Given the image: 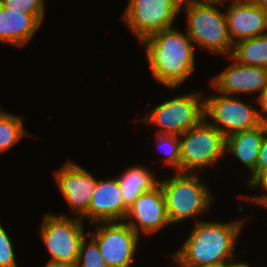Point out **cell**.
Masks as SVG:
<instances>
[{"mask_svg":"<svg viewBox=\"0 0 267 267\" xmlns=\"http://www.w3.org/2000/svg\"><path fill=\"white\" fill-rule=\"evenodd\" d=\"M182 29L173 26L138 42L139 48L144 49L152 81L158 88H181L182 85L184 88L196 72L198 53L183 26Z\"/></svg>","mask_w":267,"mask_h":267,"instance_id":"2","label":"cell"},{"mask_svg":"<svg viewBox=\"0 0 267 267\" xmlns=\"http://www.w3.org/2000/svg\"><path fill=\"white\" fill-rule=\"evenodd\" d=\"M221 4L229 3V2H247L248 0H216Z\"/></svg>","mask_w":267,"mask_h":267,"instance_id":"32","label":"cell"},{"mask_svg":"<svg viewBox=\"0 0 267 267\" xmlns=\"http://www.w3.org/2000/svg\"><path fill=\"white\" fill-rule=\"evenodd\" d=\"M77 267H110L103 260L97 243L89 235L81 243Z\"/></svg>","mask_w":267,"mask_h":267,"instance_id":"23","label":"cell"},{"mask_svg":"<svg viewBox=\"0 0 267 267\" xmlns=\"http://www.w3.org/2000/svg\"><path fill=\"white\" fill-rule=\"evenodd\" d=\"M231 57L239 64L267 69V34L237 41Z\"/></svg>","mask_w":267,"mask_h":267,"instance_id":"20","label":"cell"},{"mask_svg":"<svg viewBox=\"0 0 267 267\" xmlns=\"http://www.w3.org/2000/svg\"><path fill=\"white\" fill-rule=\"evenodd\" d=\"M266 124L244 131L235 132L225 137V156L236 159L238 164H242L248 170L246 177V187L250 188L255 183V168L258 160V154L261 147ZM230 155V156H229Z\"/></svg>","mask_w":267,"mask_h":267,"instance_id":"16","label":"cell"},{"mask_svg":"<svg viewBox=\"0 0 267 267\" xmlns=\"http://www.w3.org/2000/svg\"><path fill=\"white\" fill-rule=\"evenodd\" d=\"M14 241L4 223L0 221V267H20Z\"/></svg>","mask_w":267,"mask_h":267,"instance_id":"24","label":"cell"},{"mask_svg":"<svg viewBox=\"0 0 267 267\" xmlns=\"http://www.w3.org/2000/svg\"><path fill=\"white\" fill-rule=\"evenodd\" d=\"M106 178L97 177V186L88 207V225L124 221L127 215L128 209L123 204L116 175Z\"/></svg>","mask_w":267,"mask_h":267,"instance_id":"15","label":"cell"},{"mask_svg":"<svg viewBox=\"0 0 267 267\" xmlns=\"http://www.w3.org/2000/svg\"><path fill=\"white\" fill-rule=\"evenodd\" d=\"M267 172V130L263 137L255 168V182Z\"/></svg>","mask_w":267,"mask_h":267,"instance_id":"26","label":"cell"},{"mask_svg":"<svg viewBox=\"0 0 267 267\" xmlns=\"http://www.w3.org/2000/svg\"><path fill=\"white\" fill-rule=\"evenodd\" d=\"M42 267H77V263H64L55 260L46 261Z\"/></svg>","mask_w":267,"mask_h":267,"instance_id":"29","label":"cell"},{"mask_svg":"<svg viewBox=\"0 0 267 267\" xmlns=\"http://www.w3.org/2000/svg\"><path fill=\"white\" fill-rule=\"evenodd\" d=\"M228 34L233 44L267 34V10L249 1L224 4Z\"/></svg>","mask_w":267,"mask_h":267,"instance_id":"14","label":"cell"},{"mask_svg":"<svg viewBox=\"0 0 267 267\" xmlns=\"http://www.w3.org/2000/svg\"><path fill=\"white\" fill-rule=\"evenodd\" d=\"M48 0H0V5L8 10H21L23 13L33 15L42 25L47 16Z\"/></svg>","mask_w":267,"mask_h":267,"instance_id":"22","label":"cell"},{"mask_svg":"<svg viewBox=\"0 0 267 267\" xmlns=\"http://www.w3.org/2000/svg\"><path fill=\"white\" fill-rule=\"evenodd\" d=\"M116 178L122 193L124 206L128 209L142 194L151 191L159 183L161 173L148 167L147 164H131L124 171L119 172Z\"/></svg>","mask_w":267,"mask_h":267,"instance_id":"18","label":"cell"},{"mask_svg":"<svg viewBox=\"0 0 267 267\" xmlns=\"http://www.w3.org/2000/svg\"><path fill=\"white\" fill-rule=\"evenodd\" d=\"M181 173H206L225 160V136L203 119L179 135Z\"/></svg>","mask_w":267,"mask_h":267,"instance_id":"7","label":"cell"},{"mask_svg":"<svg viewBox=\"0 0 267 267\" xmlns=\"http://www.w3.org/2000/svg\"><path fill=\"white\" fill-rule=\"evenodd\" d=\"M258 116L262 124L267 125V84L256 98Z\"/></svg>","mask_w":267,"mask_h":267,"instance_id":"27","label":"cell"},{"mask_svg":"<svg viewBox=\"0 0 267 267\" xmlns=\"http://www.w3.org/2000/svg\"><path fill=\"white\" fill-rule=\"evenodd\" d=\"M224 59L227 66L212 74L207 84L223 95L256 99L267 84V69L239 64L231 56Z\"/></svg>","mask_w":267,"mask_h":267,"instance_id":"12","label":"cell"},{"mask_svg":"<svg viewBox=\"0 0 267 267\" xmlns=\"http://www.w3.org/2000/svg\"><path fill=\"white\" fill-rule=\"evenodd\" d=\"M72 159L62 163L53 173L55 186L70 208L71 217L88 223V207L97 186V175Z\"/></svg>","mask_w":267,"mask_h":267,"instance_id":"11","label":"cell"},{"mask_svg":"<svg viewBox=\"0 0 267 267\" xmlns=\"http://www.w3.org/2000/svg\"><path fill=\"white\" fill-rule=\"evenodd\" d=\"M248 1L267 10V0H248Z\"/></svg>","mask_w":267,"mask_h":267,"instance_id":"30","label":"cell"},{"mask_svg":"<svg viewBox=\"0 0 267 267\" xmlns=\"http://www.w3.org/2000/svg\"><path fill=\"white\" fill-rule=\"evenodd\" d=\"M180 13L186 22L184 29L198 51L212 56H231L234 44L228 34L224 4L213 2H192L181 5Z\"/></svg>","mask_w":267,"mask_h":267,"instance_id":"4","label":"cell"},{"mask_svg":"<svg viewBox=\"0 0 267 267\" xmlns=\"http://www.w3.org/2000/svg\"><path fill=\"white\" fill-rule=\"evenodd\" d=\"M242 217V218H241ZM238 216L223 222L218 219L200 220L193 224L177 251L170 253L173 267H199L228 264L240 258L236 253L240 235L248 217ZM244 217V218H243Z\"/></svg>","mask_w":267,"mask_h":267,"instance_id":"1","label":"cell"},{"mask_svg":"<svg viewBox=\"0 0 267 267\" xmlns=\"http://www.w3.org/2000/svg\"><path fill=\"white\" fill-rule=\"evenodd\" d=\"M166 173L169 176L162 178L160 174L158 184L164 195L168 220L173 227L187 221L194 224L212 213L216 195L206 180L209 177L202 173Z\"/></svg>","mask_w":267,"mask_h":267,"instance_id":"3","label":"cell"},{"mask_svg":"<svg viewBox=\"0 0 267 267\" xmlns=\"http://www.w3.org/2000/svg\"><path fill=\"white\" fill-rule=\"evenodd\" d=\"M43 25L33 16L21 10H8L0 5V43L26 48Z\"/></svg>","mask_w":267,"mask_h":267,"instance_id":"17","label":"cell"},{"mask_svg":"<svg viewBox=\"0 0 267 267\" xmlns=\"http://www.w3.org/2000/svg\"><path fill=\"white\" fill-rule=\"evenodd\" d=\"M40 220L37 234L50 255L46 261L77 263L81 243L88 235L86 223L81 218L51 210Z\"/></svg>","mask_w":267,"mask_h":267,"instance_id":"6","label":"cell"},{"mask_svg":"<svg viewBox=\"0 0 267 267\" xmlns=\"http://www.w3.org/2000/svg\"><path fill=\"white\" fill-rule=\"evenodd\" d=\"M227 264H218V265H212V266H199V267H226Z\"/></svg>","mask_w":267,"mask_h":267,"instance_id":"33","label":"cell"},{"mask_svg":"<svg viewBox=\"0 0 267 267\" xmlns=\"http://www.w3.org/2000/svg\"><path fill=\"white\" fill-rule=\"evenodd\" d=\"M153 138L154 142L151 143L155 144L156 152L160 155L157 163L159 162V165L161 164L160 166L165 167L167 171L181 172L179 135L155 133Z\"/></svg>","mask_w":267,"mask_h":267,"instance_id":"21","label":"cell"},{"mask_svg":"<svg viewBox=\"0 0 267 267\" xmlns=\"http://www.w3.org/2000/svg\"><path fill=\"white\" fill-rule=\"evenodd\" d=\"M167 89L173 96L165 97L156 106L146 102V113L133 118V125L153 126L156 130L154 133L181 135L204 119V90L181 93L178 87Z\"/></svg>","mask_w":267,"mask_h":267,"instance_id":"5","label":"cell"},{"mask_svg":"<svg viewBox=\"0 0 267 267\" xmlns=\"http://www.w3.org/2000/svg\"><path fill=\"white\" fill-rule=\"evenodd\" d=\"M213 1H216V0H179L180 5H184V4L192 3V2H213Z\"/></svg>","mask_w":267,"mask_h":267,"instance_id":"31","label":"cell"},{"mask_svg":"<svg viewBox=\"0 0 267 267\" xmlns=\"http://www.w3.org/2000/svg\"><path fill=\"white\" fill-rule=\"evenodd\" d=\"M124 221L141 238L145 236L146 240L148 237H155L156 234H164L166 228L172 227L167 217L165 199L159 184L151 191L142 193L135 200L128 208Z\"/></svg>","mask_w":267,"mask_h":267,"instance_id":"13","label":"cell"},{"mask_svg":"<svg viewBox=\"0 0 267 267\" xmlns=\"http://www.w3.org/2000/svg\"><path fill=\"white\" fill-rule=\"evenodd\" d=\"M209 86L212 93L207 94V91H204V119L225 137L262 124L256 99L252 98L247 102L242 97L223 95L210 84Z\"/></svg>","mask_w":267,"mask_h":267,"instance_id":"8","label":"cell"},{"mask_svg":"<svg viewBox=\"0 0 267 267\" xmlns=\"http://www.w3.org/2000/svg\"><path fill=\"white\" fill-rule=\"evenodd\" d=\"M179 0H127L120 16L125 28L137 42L171 28L180 18Z\"/></svg>","mask_w":267,"mask_h":267,"instance_id":"9","label":"cell"},{"mask_svg":"<svg viewBox=\"0 0 267 267\" xmlns=\"http://www.w3.org/2000/svg\"><path fill=\"white\" fill-rule=\"evenodd\" d=\"M253 189L257 190V194H243V192H240L237 193L238 195L235 194V196L238 200L246 202L245 206H248V208L254 205V208L257 210H259L258 208L265 209L267 207V172H265L248 190L253 192Z\"/></svg>","mask_w":267,"mask_h":267,"instance_id":"25","label":"cell"},{"mask_svg":"<svg viewBox=\"0 0 267 267\" xmlns=\"http://www.w3.org/2000/svg\"><path fill=\"white\" fill-rule=\"evenodd\" d=\"M25 119L24 115L9 112L0 105V156L7 154L6 152L12 150L27 137L39 139L37 135L27 131Z\"/></svg>","mask_w":267,"mask_h":267,"instance_id":"19","label":"cell"},{"mask_svg":"<svg viewBox=\"0 0 267 267\" xmlns=\"http://www.w3.org/2000/svg\"><path fill=\"white\" fill-rule=\"evenodd\" d=\"M88 228V235L97 243L103 260L110 267H133L138 262L141 238L125 221L99 222ZM138 252V253H137ZM137 256V257H136Z\"/></svg>","mask_w":267,"mask_h":267,"instance_id":"10","label":"cell"},{"mask_svg":"<svg viewBox=\"0 0 267 267\" xmlns=\"http://www.w3.org/2000/svg\"><path fill=\"white\" fill-rule=\"evenodd\" d=\"M226 267H255V266L254 263L252 265L250 261H247V259L240 257V259L238 258L237 260L228 263Z\"/></svg>","mask_w":267,"mask_h":267,"instance_id":"28","label":"cell"}]
</instances>
